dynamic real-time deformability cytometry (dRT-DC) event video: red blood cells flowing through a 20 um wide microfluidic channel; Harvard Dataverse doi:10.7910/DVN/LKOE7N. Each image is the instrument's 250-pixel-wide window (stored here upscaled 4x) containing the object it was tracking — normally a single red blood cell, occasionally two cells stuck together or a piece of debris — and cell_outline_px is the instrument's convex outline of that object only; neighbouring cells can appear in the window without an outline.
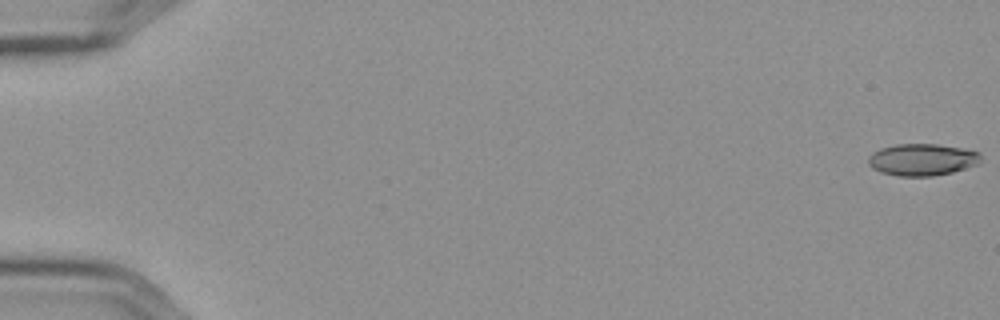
{"species": "Egyptian fruit bat (a non-hibernating species)", "species_latin": "Rousettus aegyptiacus", "temperature_condition": "cold", "stored_images_in_passage": 58, "camera_frame_rate_fps": 3000, "um_per_image_px": 0.085, "frame": {"image": 1, "passage_image": 1, "time_ms": 0.0, "image_size_px": [1000, 320], "cell_outline_px": [[980, 160], [976, 164], [952, 172], [932, 176], [896, 176], [880, 172], [872, 168], [868, 164], [868, 156], [872, 152], [880, 148], [896, 144], [936, 144], [960, 148], [980, 152]], "centroid_in_image_um": [78.32, 13.57], "position_along_channel_um": 6.7, "area_um2": 20.87}}
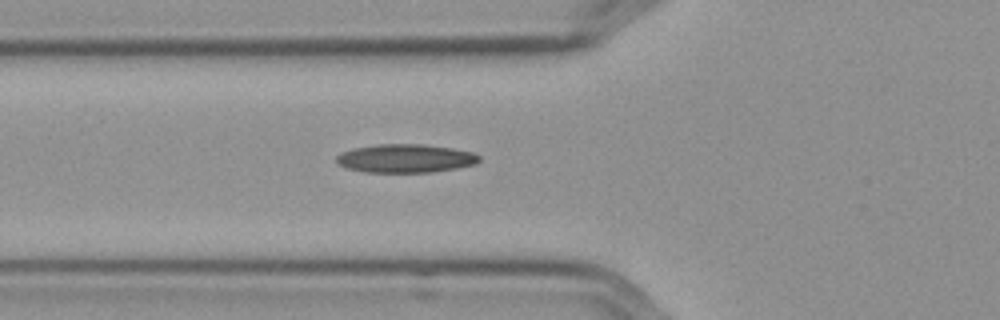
{"frame": {"image": 2, "passage_image": 22, "time_ms": 7.0, "image_size_px": [1000, 320], "cell_outline_px": [[480, 160], [476, 164], [456, 168], [432, 172], [364, 172], [348, 168], [340, 164], [336, 160], [336, 156], [340, 152], [352, 148], [376, 144], [424, 144], [452, 148], [472, 152], [480, 156]], "centroid_in_image_um": [34.46, 13.45], "position_along_channel_um": 91.3, "area_um2": 23.76}}
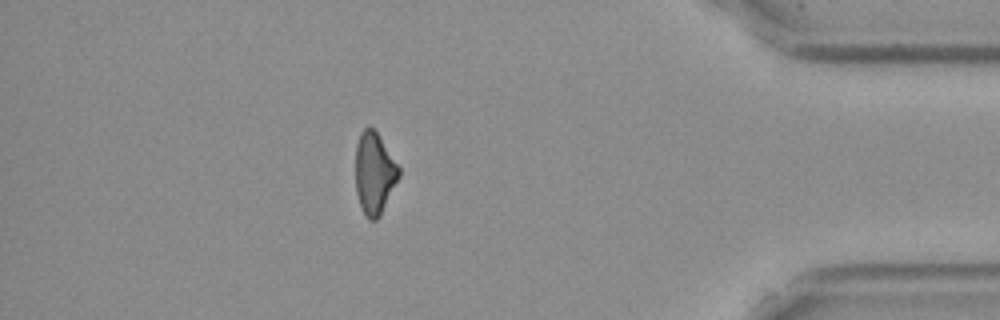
{"frame": {"image": 3, "passage_image": 51, "time_ms": 16.667, "image_size_px": [1000, 320], "cell_outline_px": [[400, 176], [380, 216], [376, 220], [368, 220], [360, 204], [356, 192], [356, 144], [360, 132], [368, 124], [376, 132], [400, 168]], "centroid_in_image_um": [31.81, 14.72], "position_along_channel_um": 403.4, "area_um2": 20.52}, "authors_computed_cell_mechanics": {"area_um2": 21.8484, "velocity_mm_per_s": 3.6074, "shape_relaxation_time_tau1_ms": null, "shape_relaxation_time_tau2_ms": 10.0072, "deformation_change_tau1": null, "deformation_change_tau2": 0.2137}}